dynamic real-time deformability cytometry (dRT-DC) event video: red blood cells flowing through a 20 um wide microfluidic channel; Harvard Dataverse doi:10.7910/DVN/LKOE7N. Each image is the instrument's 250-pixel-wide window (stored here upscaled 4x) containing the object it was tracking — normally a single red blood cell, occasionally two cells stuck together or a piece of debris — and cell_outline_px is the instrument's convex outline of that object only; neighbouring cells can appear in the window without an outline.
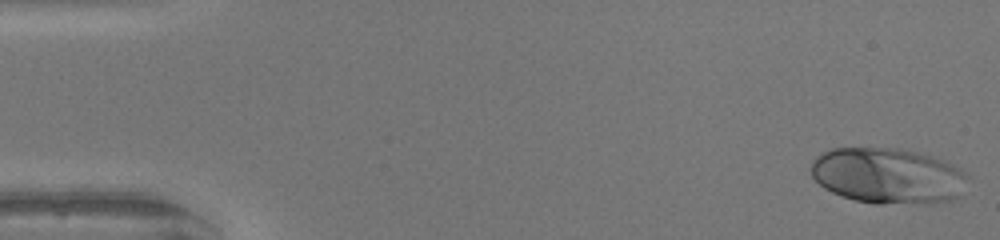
{"species": "human", "species_latin": "Homo sapiens", "temperature_condition": "warm", "stored_images_in_passage": 49, "camera_frame_rate_fps": 3000, "um_per_image_px": 0.085, "donor": {"sex": "female"}, "frame": {"image": 1, "passage_image": 1, "time_ms": 0.0, "image_size_px": [1000, 240], "cell_outline_px": [[968, 176], [960, 196], [952, 200], [932, 204], [876, 204], [856, 200], [840, 196], [824, 188], [812, 176], [812, 160], [816, 156], [832, 148], [900, 148], [932, 156], [964, 172]], "centroid_in_image_um": [75.46, 14.96], "position_along_channel_um": 9.5, "area_um2": 51.04}}
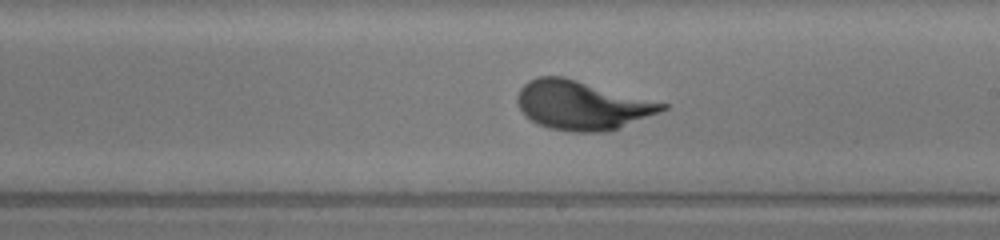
{"frame": {"image": 2, "passage_image": 28, "time_ms": 9.0, "image_size_px": [1000, 240], "cell_outline_px": [[668, 108], [608, 132], [572, 132], [548, 128], [532, 120], [520, 108], [516, 100], [516, 96], [520, 88], [528, 80], [540, 76], [564, 76], [668, 104]], "centroid_in_image_um": [49.44, 8.93], "position_along_channel_um": 239.6, "area_um2": 41.04}}
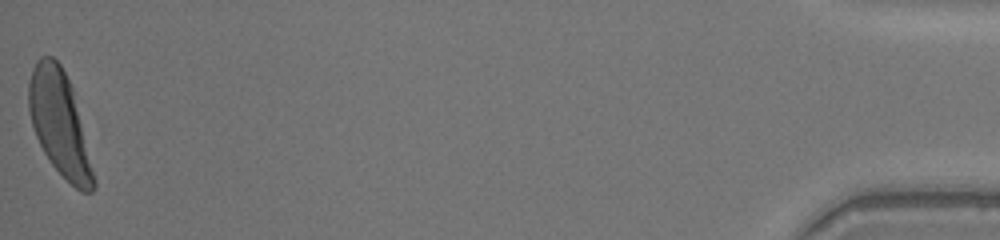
{"frame": {"image": 3, "passage_image": 49, "time_ms": 16.0, "image_size_px": [1000, 240], "cell_outline_px": [[96, 188], [92, 192], [80, 192], [52, 164], [44, 152], [36, 136], [32, 124], [28, 108], [28, 84], [32, 68], [36, 60], [40, 56], [52, 56], [60, 64], [72, 88], [96, 180]], "centroid_in_image_um": [5.05, 10.48], "position_along_channel_um": 430.1, "area_um2": 38.84}}